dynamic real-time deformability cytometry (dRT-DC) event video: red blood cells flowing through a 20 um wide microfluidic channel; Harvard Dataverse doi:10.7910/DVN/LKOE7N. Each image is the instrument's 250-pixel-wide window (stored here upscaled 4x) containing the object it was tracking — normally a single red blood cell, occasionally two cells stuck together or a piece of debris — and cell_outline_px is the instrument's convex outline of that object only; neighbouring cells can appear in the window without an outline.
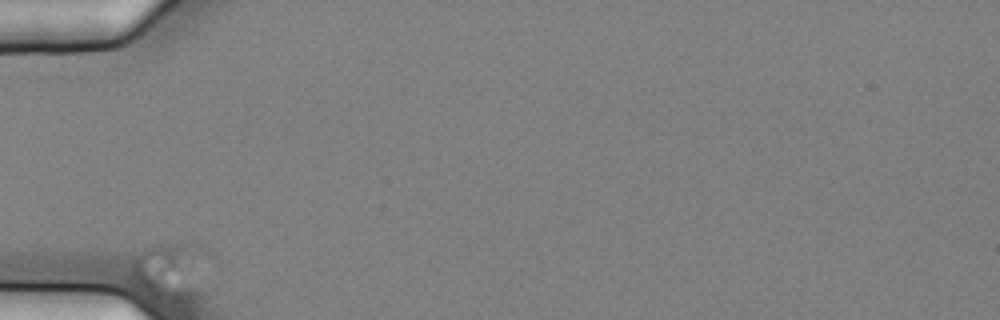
{"species": "common noctule bat (a hibernating species)", "species_latin": "Nyctalus noctula", "temperature_condition": "cold", "stored_images_in_passage": 36, "camera_frame_rate_fps": 3000, "um_per_image_px": 0.085, "animal": {"sex": "female", "body_mass_g": 25.1}, "frame": {"image": 1, "passage_image": 1, "time_ms": 0.0, "image_size_px": [1000, 320], "cell_outline_px": [[204, 292], [200, 300], [192, 304], [152, 304], [140, 292], [132, 280], [132, 260], [144, 248], [156, 244], [176, 240], [184, 244]], "centroid_in_image_um": [14.16, 23.35], "position_along_channel_um": 70.8, "area_um2": 25.2}}
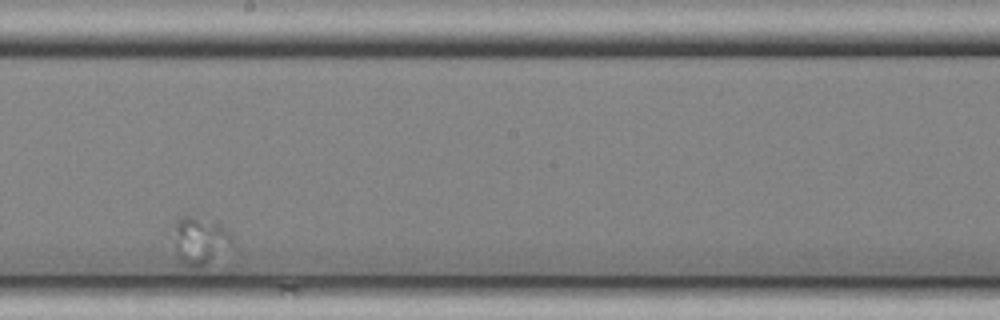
{"frame": {"image": 2, "passage_image": 21, "time_ms": 6.667, "image_size_px": [1000, 320], "cell_outline_px": [[236, 244], [196, 272], [176, 264], [172, 224], [176, 220], [184, 216], [192, 216], [216, 220], [232, 232]], "centroid_in_image_um": [16.98, 20.52], "position_along_channel_um": 231.2, "area_um2": 18.03}}
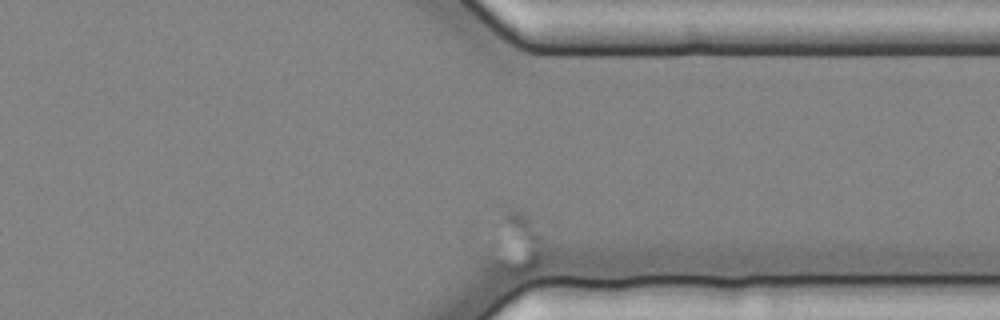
{"frame": {"image": 3, "passage_image": 36, "time_ms": 11.667, "image_size_px": [1000, 320], "cell_outline_px": [[548, 252], [540, 272], [536, 276], [524, 280], [488, 268], [480, 260], [480, 256], [508, 208], [512, 208], [524, 212], [528, 216], [540, 236]], "centroid_in_image_um": [43.81, 21.01], "position_along_channel_um": 367.6, "area_um2": 22.66}}